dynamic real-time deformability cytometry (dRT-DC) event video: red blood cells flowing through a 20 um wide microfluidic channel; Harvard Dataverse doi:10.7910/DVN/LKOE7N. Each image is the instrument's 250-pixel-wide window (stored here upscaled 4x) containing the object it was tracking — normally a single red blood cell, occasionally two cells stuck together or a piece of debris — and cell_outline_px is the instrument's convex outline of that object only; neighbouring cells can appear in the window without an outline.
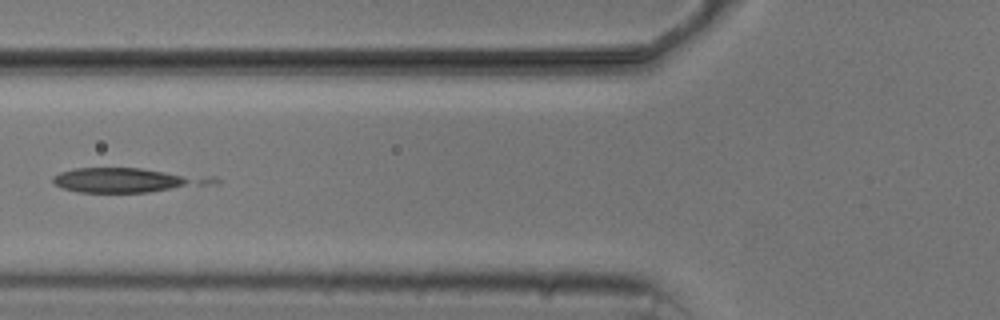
{"species": "common noctule bat (a hibernating species)", "species_latin": "Nyctalus noctula", "temperature_condition": "cold", "stored_images_in_passage": 7, "camera_frame_rate_fps": 3000, "um_per_image_px": 0.085, "animal": {"sex": "male", "body_mass_g": 20.5, "forearm_length_mm": 52.5}, "frame": {"image": 1, "passage_image": 6, "time_ms": 5.667, "image_size_px": [1000, 320], "cell_outline_px": [[220, 184], [148, 192], [80, 192], [64, 188], [52, 184], [52, 176], [60, 172], [76, 168], [140, 168], [216, 176], [220, 180]], "centroid_in_image_um": [10.95, 15.31], "position_along_channel_um": 114.9, "area_um2": 23.24}}